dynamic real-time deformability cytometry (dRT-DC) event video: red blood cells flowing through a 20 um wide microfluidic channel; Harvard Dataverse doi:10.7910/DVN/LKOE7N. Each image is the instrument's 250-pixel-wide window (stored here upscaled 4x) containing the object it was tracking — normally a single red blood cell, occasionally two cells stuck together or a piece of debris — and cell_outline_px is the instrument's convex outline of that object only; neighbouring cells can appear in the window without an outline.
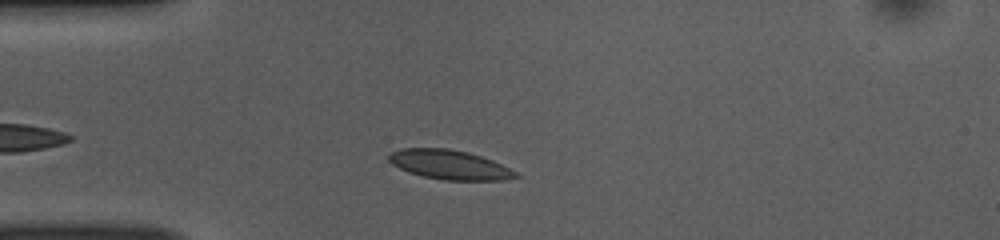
{"species": "common noctule bat (a hibernating species)", "species_latin": "Nyctalus noctula", "temperature_condition": "room temperature", "stored_images_in_passage": 37, "camera_frame_rate_fps": 3000, "um_per_image_px": 0.085, "animal": {"sex": "female", "body_mass_g": 10.0, "forearm_length_mm": 53.1}, "frame": {"image": 1, "passage_image": 6, "time_ms": 1.667, "image_size_px": [1000, 240], "cell_outline_px": [[520, 176], [500, 180], [444, 180], [424, 176], [408, 172], [392, 164], [388, 160], [388, 152], [400, 148], [448, 148], [468, 152], [492, 160], [516, 172]], "centroid_in_image_um": [38.15, 13.98], "position_along_channel_um": 46.9, "area_um2": 21.62}}
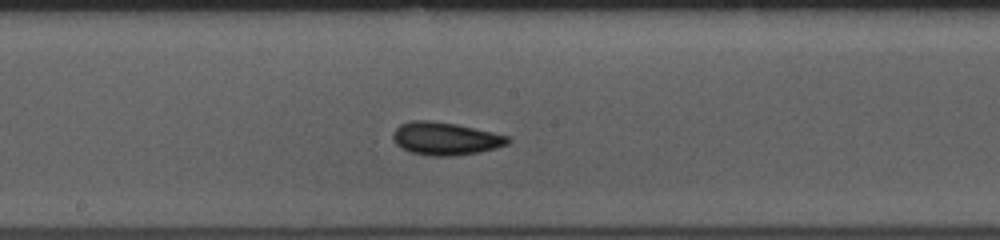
{"frame": {"image": 2, "passage_image": 20, "time_ms": 6.333, "image_size_px": [1000, 240], "cell_outline_px": [[512, 140], [508, 144], [496, 148], [476, 152], [452, 156], [432, 156], [412, 152], [400, 148], [396, 144], [392, 136], [392, 132], [400, 124], [412, 120], [432, 120], [456, 124], [492, 132], [508, 136]], "centroid_in_image_um": [37.83, 11.77], "position_along_channel_um": 210.4, "area_um2": 21.96}}
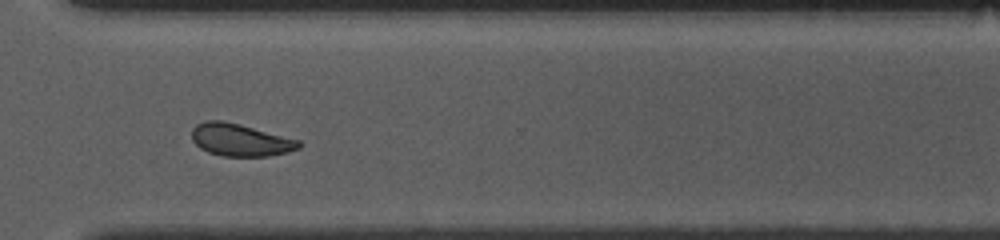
{"frame": {"image": 3, "passage_image": 31, "time_ms": 10.0, "image_size_px": [1000, 240], "cell_outline_px": [[304, 144], [300, 148], [288, 152], [268, 156], [220, 156], [208, 152], [200, 148], [192, 140], [192, 128], [196, 124], [204, 120], [224, 120], [240, 124], [300, 140]], "centroid_in_image_um": [20.43, 11.89], "position_along_channel_um": 350.2, "area_um2": 20.46}, "authors_computed_cell_mechanics": {"area_um2": 20.6346, "velocity_mm_per_s": 3.826, "shape_relaxation_time_tau1_ms": 4.4797, "shape_relaxation_time_tau2_ms": 4.0028, "deformation_change_tau1": 0.1109, "deformation_change_tau2": 0.0563}}